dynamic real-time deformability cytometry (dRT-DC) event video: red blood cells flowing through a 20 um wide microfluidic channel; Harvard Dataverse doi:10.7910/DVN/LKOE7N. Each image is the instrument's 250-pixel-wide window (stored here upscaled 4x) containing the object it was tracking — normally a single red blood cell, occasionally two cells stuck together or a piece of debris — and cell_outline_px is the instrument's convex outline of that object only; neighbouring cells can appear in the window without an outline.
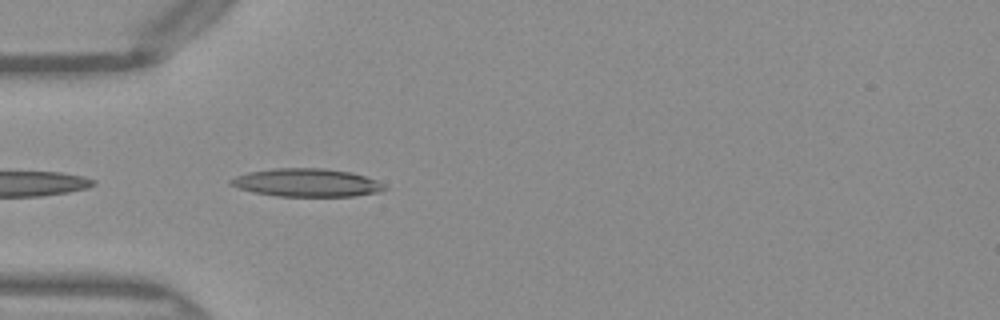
{"species": "Egyptian fruit bat (a non-hibernating species)", "species_latin": "Rousettus aegyptiacus", "temperature_condition": "warm", "stored_images_in_passage": 11, "camera_frame_rate_fps": 3000, "um_per_image_px": 0.085, "frame": {"image": 1, "passage_image": 2, "time_ms": 0.333, "image_size_px": [1000, 320], "cell_outline_px": [[388, 188], [380, 192], [352, 196], [276, 196], [252, 192], [228, 184], [228, 180], [236, 176], [248, 172], [276, 168], [324, 168], [352, 172], [376, 180], [384, 184]], "centroid_in_image_um": [26.07, 15.52], "position_along_channel_um": 58.9, "area_um2": 25.26}}